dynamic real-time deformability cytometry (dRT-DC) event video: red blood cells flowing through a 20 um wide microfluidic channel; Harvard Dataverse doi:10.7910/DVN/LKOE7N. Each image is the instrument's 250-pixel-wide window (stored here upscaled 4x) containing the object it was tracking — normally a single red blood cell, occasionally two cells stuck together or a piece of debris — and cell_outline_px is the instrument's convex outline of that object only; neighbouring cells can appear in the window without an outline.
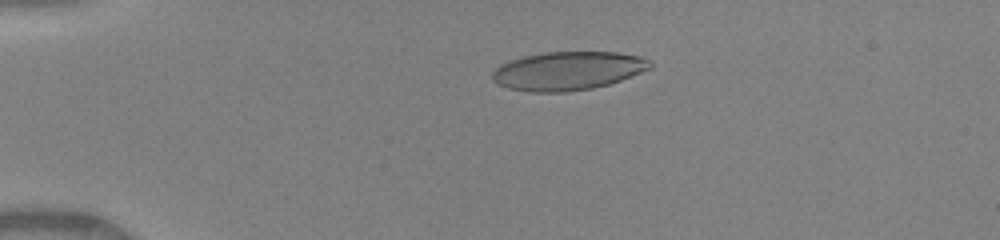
{"species": "human", "species_latin": "Homo sapiens", "temperature_condition": "warm", "stored_images_in_passage": 17, "camera_frame_rate_fps": 3000, "um_per_image_px": 0.085, "donor": {"sex": "female"}, "frame": {"image": 1, "passage_image": 8, "time_ms": 3.333, "image_size_px": [1000, 240], "cell_outline_px": [[652, 68], [620, 80], [608, 84], [592, 88], [564, 92], [532, 92], [508, 88], [496, 84], [492, 80], [492, 72], [496, 68], [512, 60], [524, 56], [548, 52], [616, 52], [640, 56], [652, 60]], "centroid_in_image_um": [48.29, 6.02], "position_along_channel_um": 36.7, "area_um2": 35.32}}
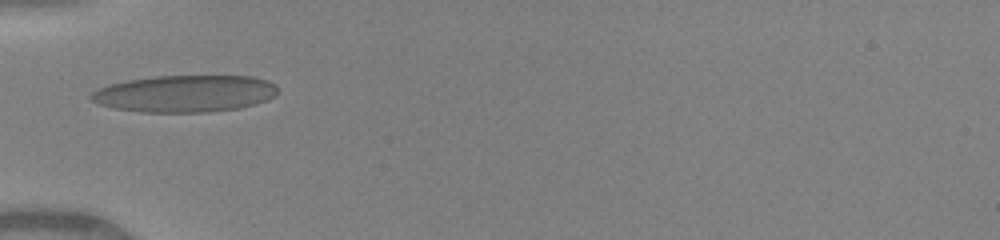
{"frame": {"image": 2, "passage_image": 12, "time_ms": 5.333, "image_size_px": [1000, 240], "cell_outline_px": [[276, 96], [268, 100], [240, 108], [208, 112], [140, 112], [116, 108], [100, 104], [92, 100], [88, 96], [96, 88], [108, 84], [128, 80], [156, 76], [252, 76], [268, 80], [276, 84]], "centroid_in_image_um": [15.73, 7.95], "position_along_channel_um": 69.3, "area_um2": 40.34}}
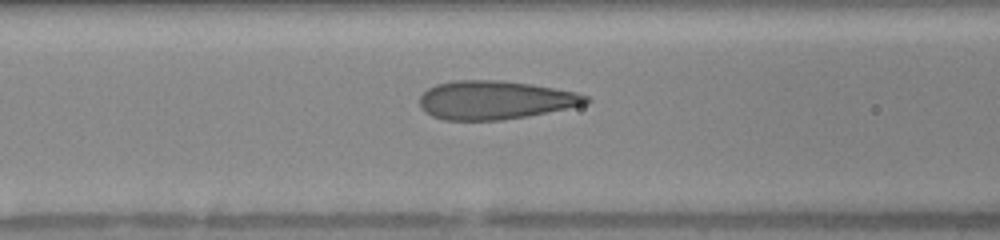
{"frame": {"image": 3, "passage_image": 16, "time_ms": 6.667, "image_size_px": [1000, 240], "cell_outline_px": [[592, 100], [588, 104], [528, 116], [500, 120], [444, 120], [432, 116], [424, 112], [420, 108], [420, 96], [428, 88], [436, 84], [456, 80], [500, 80], [528, 84], [576, 92], [588, 96]], "centroid_in_image_um": [42.07, 8.51], "position_along_channel_um": 124.5, "area_um2": 37.4}}